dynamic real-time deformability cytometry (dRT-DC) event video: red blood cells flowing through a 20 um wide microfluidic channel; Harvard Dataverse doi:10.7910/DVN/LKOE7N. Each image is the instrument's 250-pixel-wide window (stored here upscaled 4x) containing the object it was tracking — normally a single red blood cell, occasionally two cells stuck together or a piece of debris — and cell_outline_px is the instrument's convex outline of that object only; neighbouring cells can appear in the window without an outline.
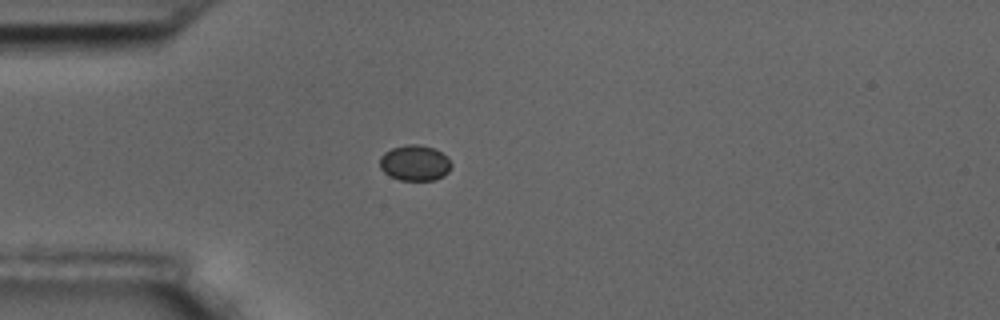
{"species": "common noctule bat (a hibernating species)", "species_latin": "Nyctalus noctula", "temperature_condition": "room temperature", "stored_images_in_passage": 1, "camera_frame_rate_fps": 3000, "um_per_image_px": 0.085, "animal": {"sex": "male", "body_mass_g": 17.5, "forearm_length_mm": 52.3}, "frame": {"image": 1, "passage_image": 1, "time_ms": 0.0, "image_size_px": [1000, 320], "cell_outline_px": [[452, 164], [448, 172], [444, 176], [432, 180], [400, 180], [384, 172], [380, 168], [380, 156], [384, 152], [392, 148], [408, 144], [416, 144], [432, 148], [448, 156]], "centroid_in_image_um": [35.26, 13.85], "position_along_channel_um": 49.7, "area_um2": 14.8}}